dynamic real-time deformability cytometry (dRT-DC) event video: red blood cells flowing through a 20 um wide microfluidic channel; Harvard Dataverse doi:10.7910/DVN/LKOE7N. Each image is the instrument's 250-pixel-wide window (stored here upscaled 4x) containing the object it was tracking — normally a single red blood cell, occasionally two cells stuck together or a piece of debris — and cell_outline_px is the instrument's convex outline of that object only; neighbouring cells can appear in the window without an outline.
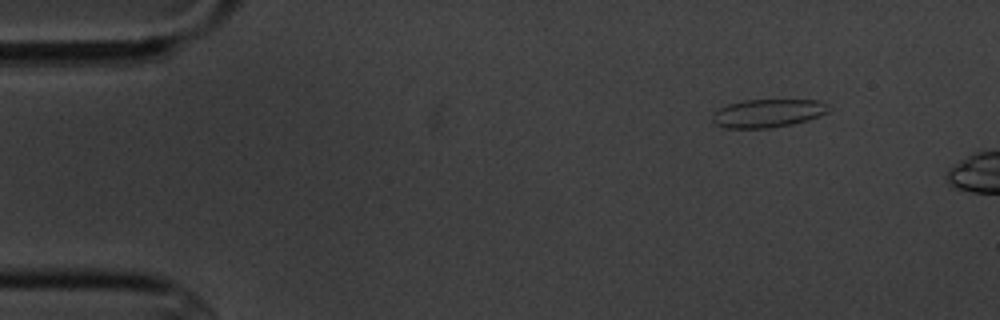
{"species": "common noctule bat (a hibernating species)", "species_latin": "Nyctalus noctula", "temperature_condition": "cold", "stored_images_in_passage": 3, "camera_frame_rate_fps": 3000, "um_per_image_px": 0.085, "animal": {"sex": "male", "body_mass_g": 20.1, "forearm_length_mm": 53.5}, "frame": {"image": 1, "passage_image": 1, "time_ms": 0.0, "image_size_px": [1000, 320], "cell_outline_px": [[832, 108], [828, 112], [820, 116], [808, 120], [792, 124], [768, 128], [724, 128], [716, 124], [712, 120], [712, 116], [720, 108], [728, 104], [744, 100], [820, 100], [828, 104]], "centroid_in_image_um": [65.32, 9.62], "position_along_channel_um": 19.7, "area_um2": 19.19}}